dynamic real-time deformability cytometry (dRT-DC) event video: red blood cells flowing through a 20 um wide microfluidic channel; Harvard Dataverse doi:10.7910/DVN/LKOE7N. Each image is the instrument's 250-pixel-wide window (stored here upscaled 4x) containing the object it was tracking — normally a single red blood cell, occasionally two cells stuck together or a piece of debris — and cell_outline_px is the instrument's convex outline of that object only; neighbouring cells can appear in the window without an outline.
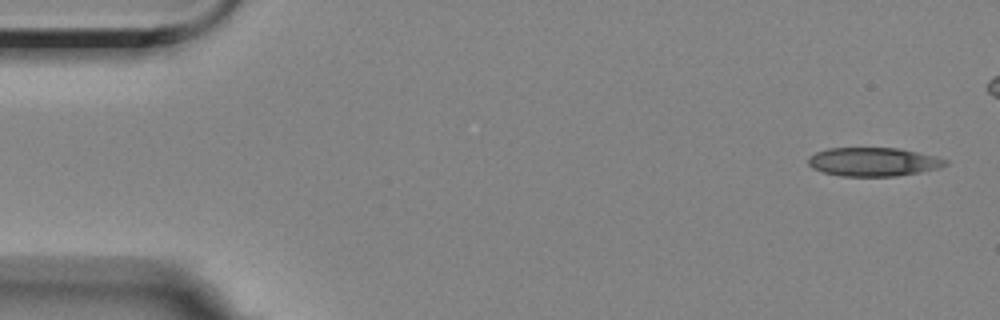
{"species": "Egyptian fruit bat (a non-hibernating species)", "species_latin": "Rousettus aegyptiacus", "temperature_condition": "room temperature", "stored_images_in_passage": 48, "camera_frame_rate_fps": 3000, "um_per_image_px": 0.085, "animal": {"sex": "female"}, "frame": {"image": 1, "passage_image": 1, "time_ms": 0.0, "image_size_px": [1000, 320], "cell_outline_px": [[948, 164], [940, 168], [920, 172], [896, 176], [840, 176], [824, 172], [812, 168], [808, 164], [808, 156], [816, 152], [828, 148], [896, 148], [936, 156], [948, 160]], "centroid_in_image_um": [74.23, 13.76], "position_along_channel_um": 10.8, "area_um2": 22.95}}
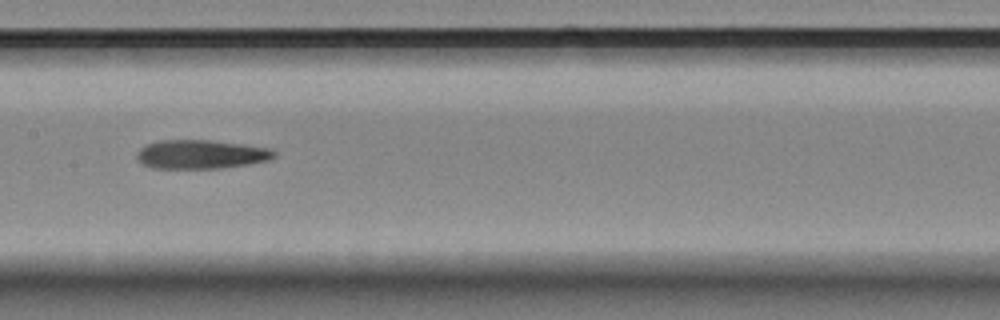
{"frame": {"image": 2, "passage_image": 26, "time_ms": 8.333, "image_size_px": [1000, 320], "cell_outline_px": [[276, 156], [268, 160], [248, 164], [220, 168], [152, 168], [136, 160], [136, 152], [140, 148], [148, 144], [160, 140], [212, 140], [268, 148], [276, 152]], "centroid_in_image_um": [17.05, 13.12], "position_along_channel_um": 190.4, "area_um2": 23.0}}
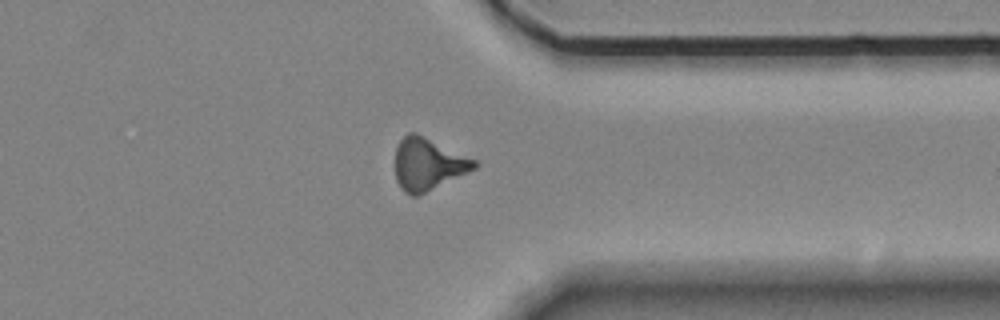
{"frame": {"image": 3, "passage_image": 42, "time_ms": 13.667, "image_size_px": [1000, 320], "cell_outline_px": [[480, 164], [476, 168], [416, 196], [412, 196], [404, 192], [400, 188], [396, 180], [396, 148], [400, 140], [408, 132], [416, 132], [476, 160]], "centroid_in_image_um": [36.36, 13.93], "position_along_channel_um": 375.0, "area_um2": 23.76}}